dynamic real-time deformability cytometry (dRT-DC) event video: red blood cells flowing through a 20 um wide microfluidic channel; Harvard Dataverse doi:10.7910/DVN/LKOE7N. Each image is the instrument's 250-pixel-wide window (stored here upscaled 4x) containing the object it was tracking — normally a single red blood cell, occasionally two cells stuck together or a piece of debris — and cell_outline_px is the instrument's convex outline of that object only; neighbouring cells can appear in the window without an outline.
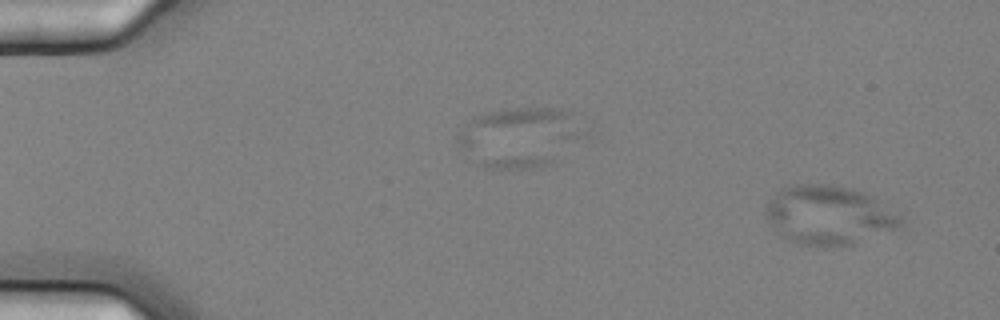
{"species": "common noctule bat (a hibernating species)", "species_latin": "Nyctalus noctula", "temperature_condition": "cold", "stored_images_in_passage": 5, "camera_frame_rate_fps": 3000, "um_per_image_px": 0.085, "animal": {"sex": "female", "body_mass_g": 25.1}, "frame": {"image": 1, "passage_image": 5, "time_ms": 1.333, "image_size_px": [1000, 320], "cell_outline_px": [[900, 224], [892, 228], [852, 244], [796, 244], [780, 236], [768, 224], [764, 212], [768, 200], [780, 188], [796, 184], [832, 184], [852, 188], [864, 192], [872, 196], [900, 212]], "centroid_in_image_um": [70.36, 18.23], "position_along_channel_um": 14.6, "area_um2": 46.01}}